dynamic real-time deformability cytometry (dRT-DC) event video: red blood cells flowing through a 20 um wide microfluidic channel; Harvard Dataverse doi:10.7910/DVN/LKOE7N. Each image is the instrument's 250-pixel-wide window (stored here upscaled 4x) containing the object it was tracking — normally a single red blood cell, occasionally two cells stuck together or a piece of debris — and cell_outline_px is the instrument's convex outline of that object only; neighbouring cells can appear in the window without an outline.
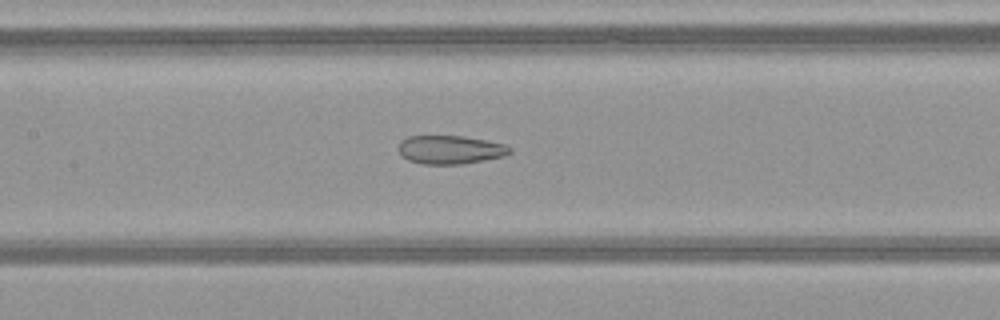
{"species": "common noctule bat (a hibernating species)", "species_latin": "Nyctalus noctula", "temperature_condition": "warm", "stored_images_in_passage": 50, "camera_frame_rate_fps": 3000, "um_per_image_px": 0.085, "animal": {"sex": "female", "body_mass_g": 21.9}, "frame": {"image": 1, "passage_image": 24, "time_ms": 7.667, "image_size_px": [1000, 320], "cell_outline_px": [[512, 152], [504, 156], [464, 164], [424, 164], [408, 160], [400, 156], [396, 148], [400, 140], [408, 136], [464, 136], [504, 144], [512, 148]], "centroid_in_image_um": [38.22, 12.72], "position_along_channel_um": 169.2, "area_um2": 18.73}}
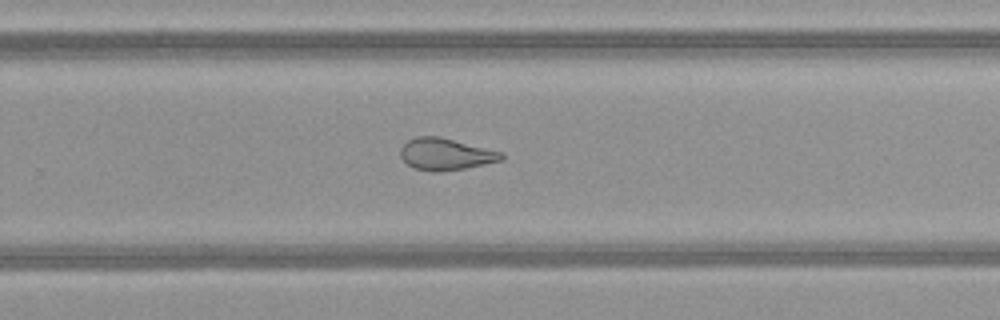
{"frame": {"image": 2, "passage_image": 33, "time_ms": 10.667, "image_size_px": [1000, 320], "cell_outline_px": [[504, 160], [464, 168], [436, 172], [432, 172], [412, 168], [400, 156], [400, 148], [408, 140], [416, 136], [440, 136], [504, 152]], "centroid_in_image_um": [37.89, 13.1], "position_along_channel_um": 291.9, "area_um2": 18.9}}
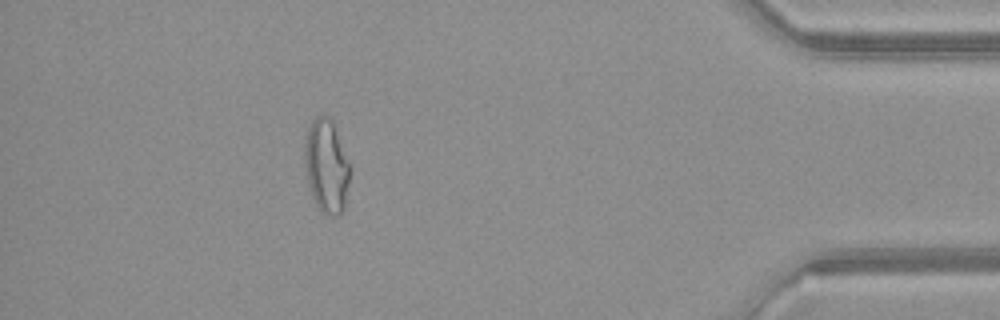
{"frame": {"image": 3, "passage_image": 45, "time_ms": 14.667, "image_size_px": [1000, 320], "cell_outline_px": [[352, 168], [344, 208], [340, 216], [332, 216], [320, 212], [312, 196], [308, 184], [304, 160], [304, 140], [308, 128], [312, 120], [320, 112], [328, 116], [332, 120]], "centroid_in_image_um": [27.76, 14.11], "position_along_channel_um": 407.4, "area_um2": 25.32}, "authors_computed_cell_mechanics": {"area_um2": 23.6113, "velocity_mm_per_s": 4.1086, "shape_relaxation_time_tau1_ms": null, "shape_relaxation_time_tau2_ms": 1.6801, "deformation_change_tau1": null, "deformation_change_tau2": 0.0881}}